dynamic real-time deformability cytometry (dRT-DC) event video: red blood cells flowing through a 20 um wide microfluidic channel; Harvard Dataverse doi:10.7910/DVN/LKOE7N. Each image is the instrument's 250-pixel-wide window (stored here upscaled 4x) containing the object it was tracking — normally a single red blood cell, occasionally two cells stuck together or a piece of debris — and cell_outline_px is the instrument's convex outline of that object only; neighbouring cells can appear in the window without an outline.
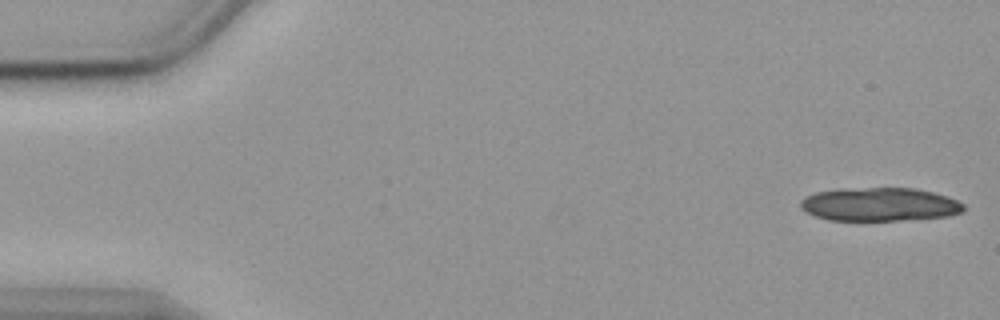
{"species": "common noctule bat (a hibernating species)", "species_latin": "Nyctalus noctula", "temperature_condition": "cold", "stored_images_in_passage": 15, "camera_frame_rate_fps": 3000, "um_per_image_px": 0.085, "animal": {"sex": "female", "body_mass_g": 19.9}, "frame": {"image": 1, "passage_image": 1, "time_ms": 0.0, "image_size_px": [1000, 320], "cell_outline_px": [[964, 212], [948, 216], [900, 220], [828, 220], [804, 212], [800, 208], [800, 200], [804, 196], [816, 192], [840, 188], [916, 188], [948, 196], [964, 204]], "centroid_in_image_um": [74.73, 17.36], "position_along_channel_um": 10.3, "area_um2": 32.08}}